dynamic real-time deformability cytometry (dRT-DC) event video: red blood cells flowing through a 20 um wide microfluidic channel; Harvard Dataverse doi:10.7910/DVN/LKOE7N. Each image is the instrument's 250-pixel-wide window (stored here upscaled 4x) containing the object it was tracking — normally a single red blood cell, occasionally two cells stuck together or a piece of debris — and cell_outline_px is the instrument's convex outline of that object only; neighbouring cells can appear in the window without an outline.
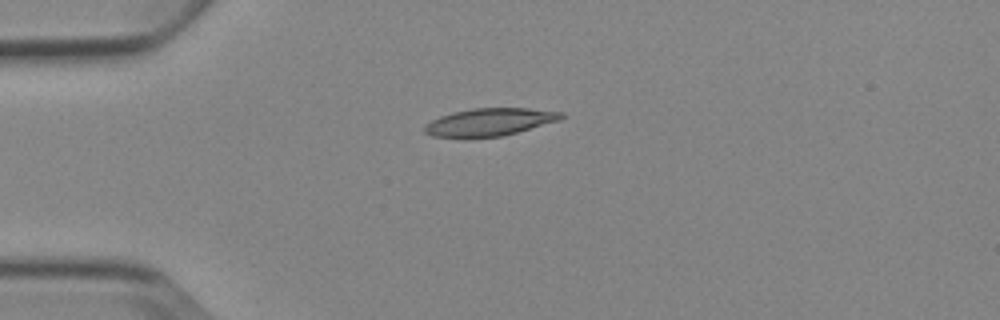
{"species": "Egyptian fruit bat (a non-hibernating species)", "species_latin": "Rousettus aegyptiacus", "temperature_condition": "cold", "stored_images_in_passage": 4, "camera_frame_rate_fps": 3000, "um_per_image_px": 0.085, "animal": {"sex": "female"}, "frame": {"image": 1, "passage_image": 1, "time_ms": 0.0, "image_size_px": [1000, 320], "cell_outline_px": [[564, 116], [560, 120], [504, 136], [432, 136], [424, 132], [424, 124], [440, 116], [452, 112], [472, 108], [528, 108], [564, 112]], "centroid_in_image_um": [41.64, 10.35], "position_along_channel_um": 43.4, "area_um2": 21.73}}
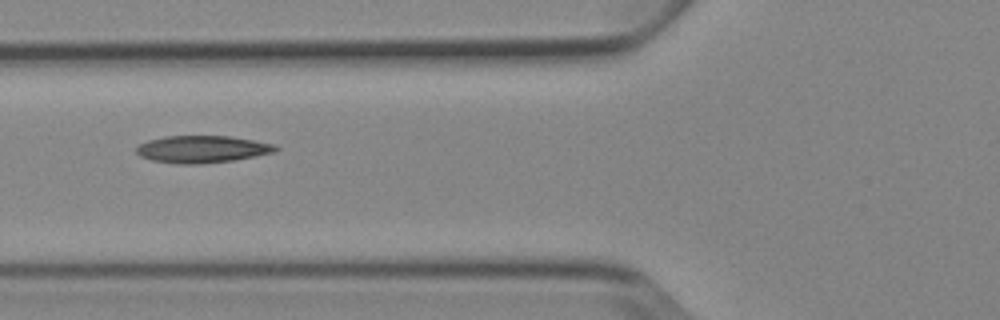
{"frame": {"image": 2, "passage_image": 3, "time_ms": 2.333, "image_size_px": [1000, 320], "cell_outline_px": [[280, 148], [272, 152], [232, 160], [196, 164], [176, 164], [152, 160], [140, 156], [136, 152], [136, 148], [140, 144], [148, 140], [164, 136], [228, 136], [276, 144]], "centroid_in_image_um": [17.14, 12.67], "position_along_channel_um": 108.7, "area_um2": 21.79}}
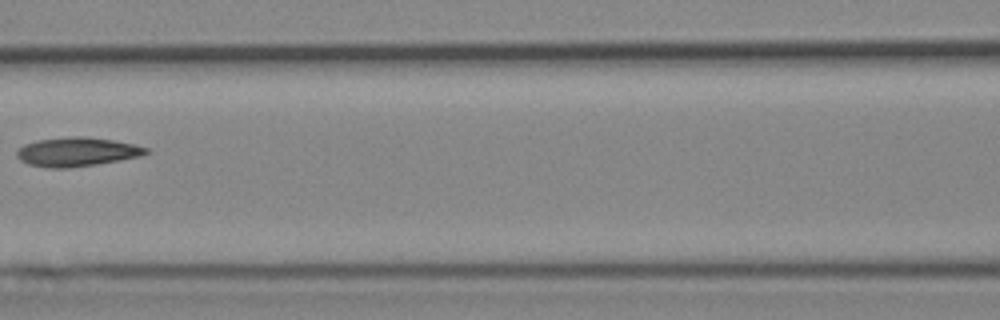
{"frame": {"image": 3, "passage_image": 4, "time_ms": 3.667, "image_size_px": [1000, 320], "cell_outline_px": [[152, 152], [140, 156], [120, 160], [72, 168], [48, 168], [28, 164], [20, 160], [16, 156], [16, 152], [24, 144], [36, 140], [76, 136], [88, 136], [136, 144], [148, 148]], "centroid_in_image_um": [6.56, 12.91], "position_along_channel_um": 160.0, "area_um2": 22.02}}